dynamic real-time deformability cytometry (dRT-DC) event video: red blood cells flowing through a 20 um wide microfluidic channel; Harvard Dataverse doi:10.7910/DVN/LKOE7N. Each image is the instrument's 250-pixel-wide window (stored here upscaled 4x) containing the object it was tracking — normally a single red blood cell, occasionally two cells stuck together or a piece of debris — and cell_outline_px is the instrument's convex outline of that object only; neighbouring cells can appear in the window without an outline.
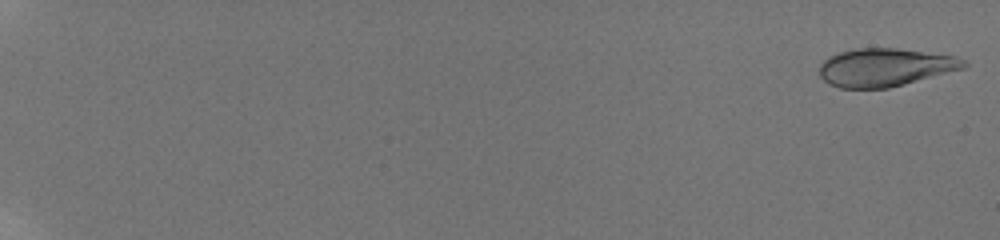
{"species": "human", "species_latin": "Homo sapiens", "temperature_condition": "room temperature", "stored_images_in_passage": 58, "camera_frame_rate_fps": 3000, "um_per_image_px": 0.085, "donor": {"sex": "male"}, "frame": {"image": 1, "passage_image": 1, "time_ms": 0.0, "image_size_px": [1000, 240], "cell_outline_px": [[968, 64], [964, 68], [904, 84], [888, 88], [840, 88], [828, 84], [820, 76], [820, 64], [828, 56], [840, 52], [856, 48], [896, 48], [952, 56], [964, 60]], "centroid_in_image_um": [75.18, 5.73], "position_along_channel_um": 9.8, "area_um2": 31.73}}
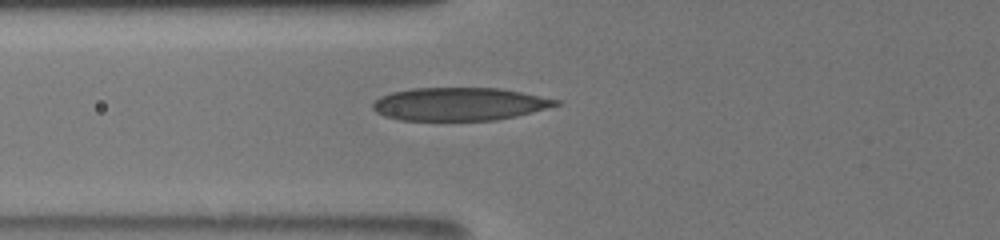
{"frame": {"image": 2, "passage_image": 26, "time_ms": 8.333, "image_size_px": [1000, 240], "cell_outline_px": [[564, 104], [516, 116], [496, 120], [400, 120], [384, 116], [376, 112], [372, 108], [372, 104], [380, 96], [392, 92], [412, 88], [500, 88], [560, 100]], "centroid_in_image_um": [39.06, 8.84], "position_along_channel_um": 86.7, "area_um2": 35.26}}
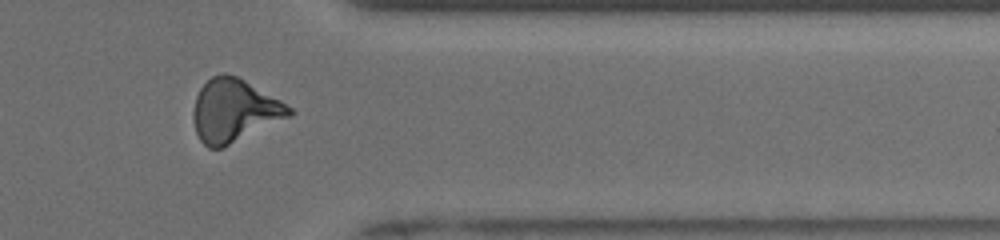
{"frame": {"image": 3, "passage_image": 50, "time_ms": 16.333, "image_size_px": [1000, 240], "cell_outline_px": [[296, 112], [292, 116], [220, 148], [208, 148], [200, 140], [196, 132], [192, 116], [192, 112], [196, 96], [200, 88], [212, 76], [224, 72], [236, 76], [244, 80], [280, 100], [292, 108]], "centroid_in_image_um": [19.9, 9.39], "position_along_channel_um": 391.5, "area_um2": 34.91}, "authors_computed_cell_mechanics": {"area_um2": 33.4373, "velocity_mm_per_s": 3.855, "shape_relaxation_time_tau1_ms": 9.2132, "shape_relaxation_time_tau2_ms": 1.7266, "deformation_change_tau1": 0.2108, "deformation_change_tau2": 0.0781}}